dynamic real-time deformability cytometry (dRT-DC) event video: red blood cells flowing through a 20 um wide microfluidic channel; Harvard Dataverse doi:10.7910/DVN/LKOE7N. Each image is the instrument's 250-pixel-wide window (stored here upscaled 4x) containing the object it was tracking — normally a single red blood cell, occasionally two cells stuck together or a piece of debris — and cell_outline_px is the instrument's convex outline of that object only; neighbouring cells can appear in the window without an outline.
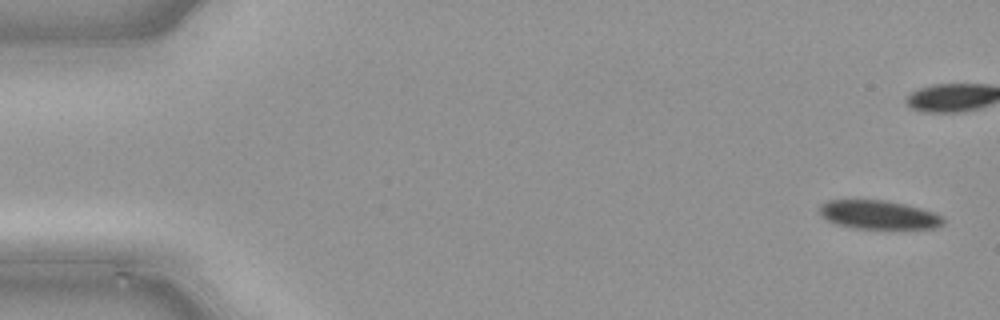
{"species": "common noctule bat (a hibernating species)", "species_latin": "Nyctalus noctula", "temperature_condition": "cold", "stored_images_in_passage": 38, "camera_frame_rate_fps": 3000, "um_per_image_px": 0.085, "animal": {"sex": "male", "body_mass_g": 21.5, "forearm_length_mm": 52.0}, "frame": {"image": 1, "passage_image": 1, "time_ms": 0.0, "image_size_px": [1000, 320], "cell_outline_px": [[944, 224], [936, 228], [852, 228], [836, 224], [820, 216], [820, 204], [828, 200], [884, 200], [904, 204], [920, 208], [944, 216]], "centroid_in_image_um": [74.67, 18.25], "position_along_channel_um": 10.3, "area_um2": 20.63}}